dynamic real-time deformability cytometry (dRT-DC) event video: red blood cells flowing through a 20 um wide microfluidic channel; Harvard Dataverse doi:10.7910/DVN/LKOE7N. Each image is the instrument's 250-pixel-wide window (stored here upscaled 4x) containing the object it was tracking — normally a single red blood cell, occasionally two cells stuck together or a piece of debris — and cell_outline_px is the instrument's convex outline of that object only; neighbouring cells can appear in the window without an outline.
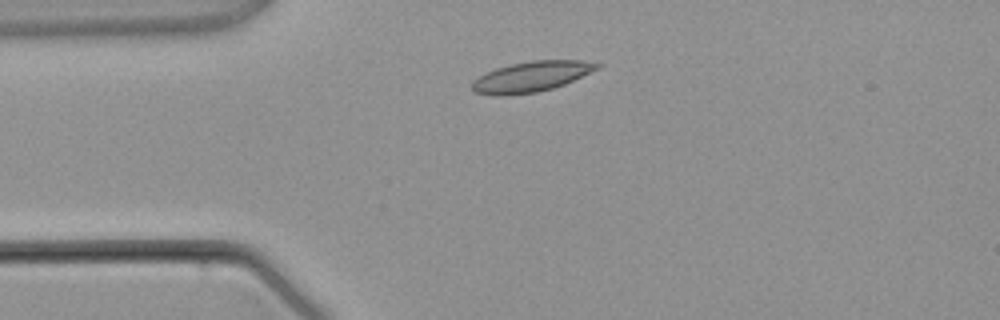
{"species": "common noctule bat (a hibernating species)", "species_latin": "Nyctalus noctula", "temperature_condition": "warm", "stored_images_in_passage": 1, "camera_frame_rate_fps": 3000, "um_per_image_px": 0.085, "animal": {"sex": "male", "body_mass_g": 21.5, "forearm_length_mm": 52.0}, "frame": {"image": 1, "passage_image": 1, "time_ms": 0.0, "image_size_px": [1000, 320], "cell_outline_px": [[604, 64], [600, 68], [564, 84], [552, 88], [536, 92], [508, 96], [492, 96], [476, 92], [472, 88], [472, 80], [496, 68], [512, 64], [532, 60], [584, 60]], "centroid_in_image_um": [45.18, 6.51], "position_along_channel_um": 39.8, "area_um2": 22.2}}